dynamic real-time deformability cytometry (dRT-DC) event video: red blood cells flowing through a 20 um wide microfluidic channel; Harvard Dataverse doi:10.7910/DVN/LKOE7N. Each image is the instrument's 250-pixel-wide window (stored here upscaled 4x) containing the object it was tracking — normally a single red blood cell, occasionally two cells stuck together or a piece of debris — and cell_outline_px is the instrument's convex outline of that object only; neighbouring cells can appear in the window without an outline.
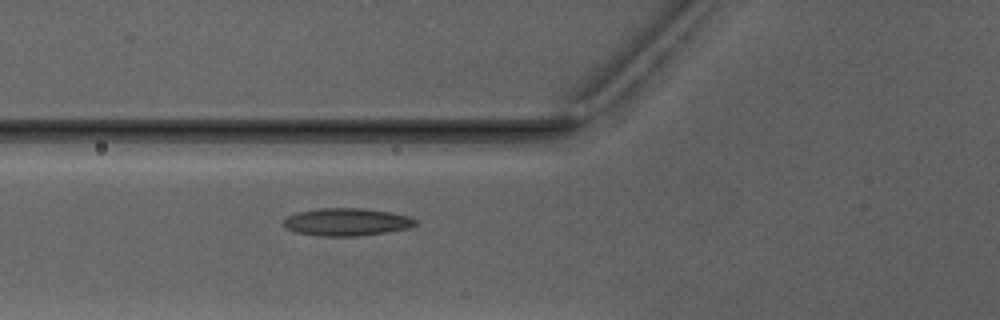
{"species": "Egyptian fruit bat (a non-hibernating species)", "species_latin": "Rousettus aegyptiacus", "temperature_condition": "warm", "stored_images_in_passage": 2, "camera_frame_rate_fps": 3000, "um_per_image_px": 0.085, "animal": {"sex": "male"}, "frame": {"image": 1, "passage_image": 2, "time_ms": 1.0, "image_size_px": [1000, 320], "cell_outline_px": [[416, 224], [408, 228], [388, 232], [356, 236], [316, 236], [296, 232], [284, 228], [280, 224], [288, 216], [296, 212], [320, 208], [360, 208], [392, 212], [408, 216], [416, 220]], "centroid_in_image_um": [29.41, 18.87], "position_along_channel_um": 96.4, "area_um2": 21.39}}